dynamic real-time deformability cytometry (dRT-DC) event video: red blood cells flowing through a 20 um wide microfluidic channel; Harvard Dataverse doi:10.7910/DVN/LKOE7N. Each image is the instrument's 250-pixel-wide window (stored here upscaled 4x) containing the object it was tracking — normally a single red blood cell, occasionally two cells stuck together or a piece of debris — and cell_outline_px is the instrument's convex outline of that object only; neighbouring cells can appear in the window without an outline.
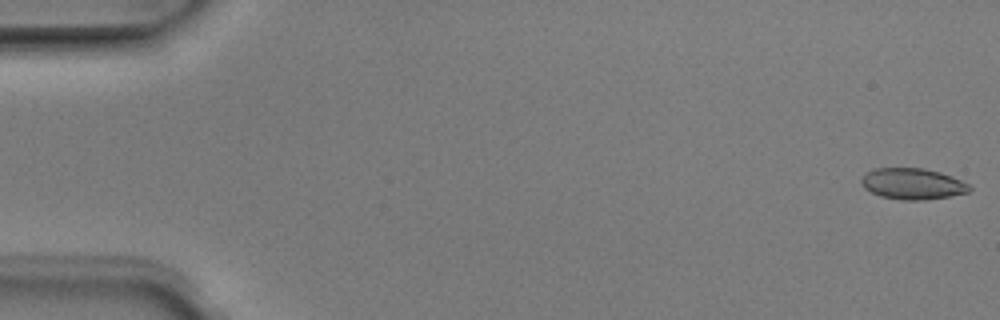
{"species": "Egyptian fruit bat (a non-hibernating species)", "species_latin": "Rousettus aegyptiacus", "temperature_condition": "room temperature", "stored_images_in_passage": 4, "camera_frame_rate_fps": 3000, "um_per_image_px": 0.085, "animal": {"sex": "male"}, "frame": {"image": 1, "passage_image": 1, "time_ms": 0.0, "image_size_px": [1000, 320], "cell_outline_px": [[972, 188], [968, 192], [948, 196], [924, 200], [900, 200], [880, 196], [864, 188], [860, 184], [860, 180], [868, 172], [876, 168], [924, 168], [940, 172], [952, 176], [968, 184]], "centroid_in_image_um": [77.55, 15.62], "position_along_channel_um": 7.4, "area_um2": 19.54}}
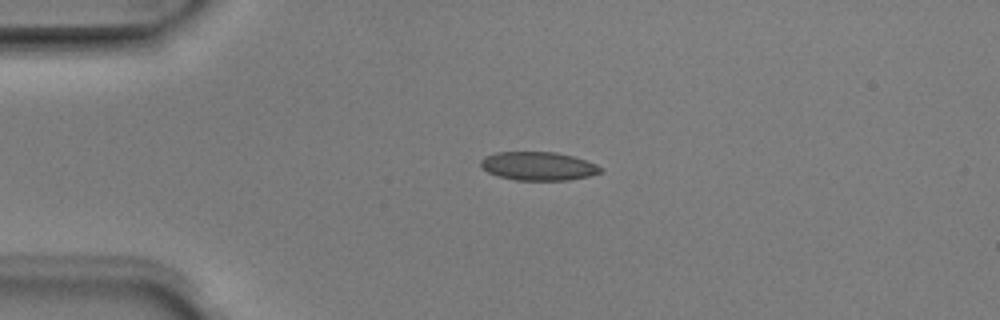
{"frame": {"image": 2, "passage_image": 4, "time_ms": 1.0, "image_size_px": [1000, 320], "cell_outline_px": [[604, 168], [600, 172], [588, 176], [568, 180], [516, 180], [500, 176], [488, 172], [480, 168], [480, 160], [484, 156], [496, 152], [556, 152], [572, 156], [596, 164]], "centroid_in_image_um": [45.72, 14.11], "position_along_channel_um": 39.3, "area_um2": 19.88}}